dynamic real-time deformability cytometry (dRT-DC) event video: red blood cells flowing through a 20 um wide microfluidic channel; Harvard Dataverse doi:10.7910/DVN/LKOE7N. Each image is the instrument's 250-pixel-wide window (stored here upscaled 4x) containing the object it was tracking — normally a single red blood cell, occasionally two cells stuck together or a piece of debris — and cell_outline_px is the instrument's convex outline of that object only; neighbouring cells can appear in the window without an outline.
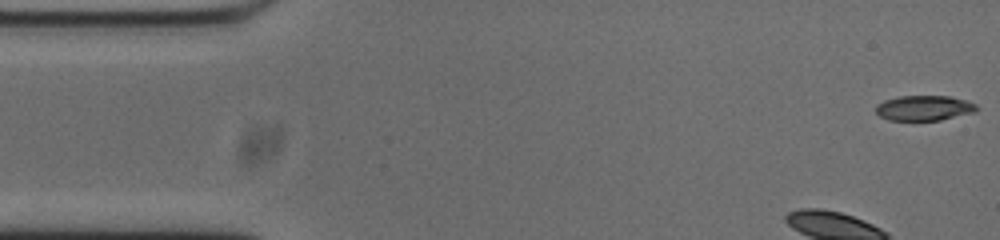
{"species": "common noctule bat (a hibernating species)", "species_latin": "Nyctalus noctula", "temperature_condition": "cold", "stored_images_in_passage": 52, "camera_frame_rate_fps": 3000, "um_per_image_px": 0.085, "animal": {"sex": "male", "body_mass_g": 20.0, "forearm_length_mm": 53.3}, "frame": {"image": 1, "passage_image": 1, "time_ms": 0.0, "image_size_px": [1000, 240], "cell_outline_px": [[980, 108], [976, 112], [940, 120], [888, 120], [880, 116], [876, 112], [876, 104], [884, 100], [900, 96], [952, 96], [976, 104]], "centroid_in_image_um": [78.57, 9.18], "position_along_channel_um": 6.4, "area_um2": 14.85}}
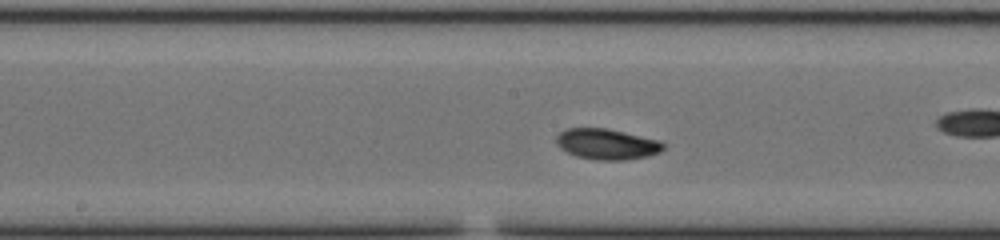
{"frame": {"image": 2, "passage_image": 23, "time_ms": 7.333, "image_size_px": [1000, 240], "cell_outline_px": [[664, 148], [660, 152], [648, 156], [624, 160], [596, 160], [576, 156], [560, 148], [556, 144], [556, 136], [560, 132], [568, 128], [608, 128], [660, 140], [664, 144]], "centroid_in_image_um": [51.59, 12.24], "position_along_channel_um": 196.6, "area_um2": 19.25}}
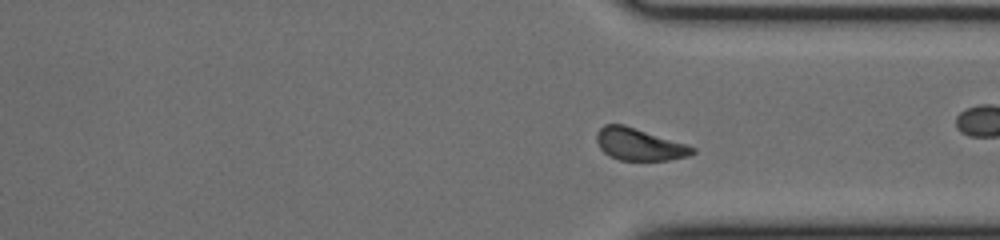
{"frame": {"image": 3, "passage_image": 36, "time_ms": 11.667, "image_size_px": [1000, 240], "cell_outline_px": [[696, 152], [688, 156], [668, 160], [620, 160], [608, 156], [600, 148], [596, 140], [596, 132], [604, 124], [624, 124], [688, 144], [696, 148]], "centroid_in_image_um": [54.34, 12.26], "position_along_channel_um": 357.1, "area_um2": 18.15}, "authors_computed_cell_mechanics": {"area_um2": 18.0047, "velocity_mm_per_s": 3.6992, "shape_relaxation_time_tau1_ms": 4.5151, "shape_relaxation_time_tau2_ms": 8.3433, "deformation_change_tau1": 0.1409, "deformation_change_tau2": 0.1406}}